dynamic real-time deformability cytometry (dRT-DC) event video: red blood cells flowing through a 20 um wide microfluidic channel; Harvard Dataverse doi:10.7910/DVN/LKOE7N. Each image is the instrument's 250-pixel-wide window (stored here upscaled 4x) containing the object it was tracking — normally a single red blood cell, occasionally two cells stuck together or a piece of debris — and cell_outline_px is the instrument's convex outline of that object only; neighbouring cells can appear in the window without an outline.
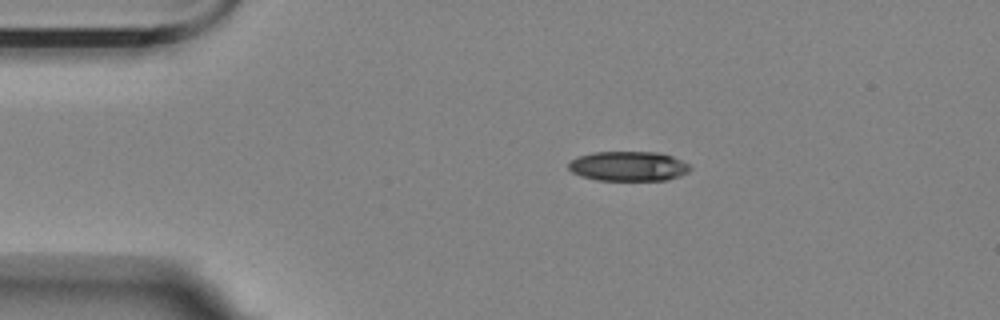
{"species": "Egyptian fruit bat (a non-hibernating species)", "species_latin": "Rousettus aegyptiacus", "temperature_condition": "room temperature", "stored_images_in_passage": 3, "camera_frame_rate_fps": 3000, "um_per_image_px": 0.085, "animal": {"sex": "female"}, "frame": {"image": 1, "passage_image": 1, "time_ms": 0.0, "image_size_px": [1000, 320], "cell_outline_px": [[692, 168], [688, 172], [680, 176], [668, 180], [596, 180], [580, 176], [572, 172], [568, 168], [568, 164], [572, 160], [580, 156], [592, 152], [660, 152], [672, 156], [688, 164]], "centroid_in_image_um": [53.42, 14.13], "position_along_channel_um": 31.6, "area_um2": 21.1}}